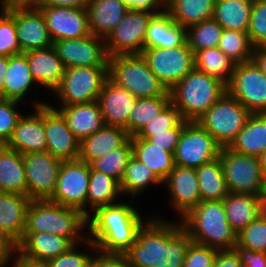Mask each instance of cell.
<instances>
[{
	"label": "cell",
	"mask_w": 266,
	"mask_h": 267,
	"mask_svg": "<svg viewBox=\"0 0 266 267\" xmlns=\"http://www.w3.org/2000/svg\"><path fill=\"white\" fill-rule=\"evenodd\" d=\"M164 217L155 212L124 253L133 267H183L191 236L175 216Z\"/></svg>",
	"instance_id": "1"
},
{
	"label": "cell",
	"mask_w": 266,
	"mask_h": 267,
	"mask_svg": "<svg viewBox=\"0 0 266 267\" xmlns=\"http://www.w3.org/2000/svg\"><path fill=\"white\" fill-rule=\"evenodd\" d=\"M136 205L139 206L135 199L124 198L98 207L87 216V237L94 242L97 251L124 254L136 241L139 229L150 218Z\"/></svg>",
	"instance_id": "2"
},
{
	"label": "cell",
	"mask_w": 266,
	"mask_h": 267,
	"mask_svg": "<svg viewBox=\"0 0 266 267\" xmlns=\"http://www.w3.org/2000/svg\"><path fill=\"white\" fill-rule=\"evenodd\" d=\"M192 242L217 250H233L237 234L230 227L223 200L201 201L180 219Z\"/></svg>",
	"instance_id": "3"
},
{
	"label": "cell",
	"mask_w": 266,
	"mask_h": 267,
	"mask_svg": "<svg viewBox=\"0 0 266 267\" xmlns=\"http://www.w3.org/2000/svg\"><path fill=\"white\" fill-rule=\"evenodd\" d=\"M24 232H49L69 238L74 244L87 238V216L80 210L50 200H32Z\"/></svg>",
	"instance_id": "4"
},
{
	"label": "cell",
	"mask_w": 266,
	"mask_h": 267,
	"mask_svg": "<svg viewBox=\"0 0 266 267\" xmlns=\"http://www.w3.org/2000/svg\"><path fill=\"white\" fill-rule=\"evenodd\" d=\"M227 91L218 79L193 69L171 90V103L183 120H197Z\"/></svg>",
	"instance_id": "5"
},
{
	"label": "cell",
	"mask_w": 266,
	"mask_h": 267,
	"mask_svg": "<svg viewBox=\"0 0 266 267\" xmlns=\"http://www.w3.org/2000/svg\"><path fill=\"white\" fill-rule=\"evenodd\" d=\"M109 78L137 99L163 96L167 92L141 54L109 57Z\"/></svg>",
	"instance_id": "6"
},
{
	"label": "cell",
	"mask_w": 266,
	"mask_h": 267,
	"mask_svg": "<svg viewBox=\"0 0 266 267\" xmlns=\"http://www.w3.org/2000/svg\"><path fill=\"white\" fill-rule=\"evenodd\" d=\"M109 78V67L78 66L67 68L59 86L52 92L50 106L73 105L97 101ZM55 99V100H54ZM56 101V103H55Z\"/></svg>",
	"instance_id": "7"
},
{
	"label": "cell",
	"mask_w": 266,
	"mask_h": 267,
	"mask_svg": "<svg viewBox=\"0 0 266 267\" xmlns=\"http://www.w3.org/2000/svg\"><path fill=\"white\" fill-rule=\"evenodd\" d=\"M251 113L227 91L197 120L221 147H229Z\"/></svg>",
	"instance_id": "8"
},
{
	"label": "cell",
	"mask_w": 266,
	"mask_h": 267,
	"mask_svg": "<svg viewBox=\"0 0 266 267\" xmlns=\"http://www.w3.org/2000/svg\"><path fill=\"white\" fill-rule=\"evenodd\" d=\"M228 192L260 196L266 188L258 158L222 147L219 153Z\"/></svg>",
	"instance_id": "9"
},
{
	"label": "cell",
	"mask_w": 266,
	"mask_h": 267,
	"mask_svg": "<svg viewBox=\"0 0 266 267\" xmlns=\"http://www.w3.org/2000/svg\"><path fill=\"white\" fill-rule=\"evenodd\" d=\"M141 55L167 91L195 68L194 53L187 40L182 45L170 49H143Z\"/></svg>",
	"instance_id": "10"
},
{
	"label": "cell",
	"mask_w": 266,
	"mask_h": 267,
	"mask_svg": "<svg viewBox=\"0 0 266 267\" xmlns=\"http://www.w3.org/2000/svg\"><path fill=\"white\" fill-rule=\"evenodd\" d=\"M89 179V164L79 159L63 161L58 172L55 191L48 200L78 209L87 216Z\"/></svg>",
	"instance_id": "11"
},
{
	"label": "cell",
	"mask_w": 266,
	"mask_h": 267,
	"mask_svg": "<svg viewBox=\"0 0 266 267\" xmlns=\"http://www.w3.org/2000/svg\"><path fill=\"white\" fill-rule=\"evenodd\" d=\"M155 13L129 9L121 22L104 38L109 57L141 54L149 20Z\"/></svg>",
	"instance_id": "12"
},
{
	"label": "cell",
	"mask_w": 266,
	"mask_h": 267,
	"mask_svg": "<svg viewBox=\"0 0 266 267\" xmlns=\"http://www.w3.org/2000/svg\"><path fill=\"white\" fill-rule=\"evenodd\" d=\"M226 89L251 114L266 113V76L253 60L235 65Z\"/></svg>",
	"instance_id": "13"
},
{
	"label": "cell",
	"mask_w": 266,
	"mask_h": 267,
	"mask_svg": "<svg viewBox=\"0 0 266 267\" xmlns=\"http://www.w3.org/2000/svg\"><path fill=\"white\" fill-rule=\"evenodd\" d=\"M221 146L197 122H188L181 133L175 153V165L198 168L219 157Z\"/></svg>",
	"instance_id": "14"
},
{
	"label": "cell",
	"mask_w": 266,
	"mask_h": 267,
	"mask_svg": "<svg viewBox=\"0 0 266 267\" xmlns=\"http://www.w3.org/2000/svg\"><path fill=\"white\" fill-rule=\"evenodd\" d=\"M23 168L27 182V196L31 200L49 199L56 187L62 160L48 151L25 153Z\"/></svg>",
	"instance_id": "15"
},
{
	"label": "cell",
	"mask_w": 266,
	"mask_h": 267,
	"mask_svg": "<svg viewBox=\"0 0 266 267\" xmlns=\"http://www.w3.org/2000/svg\"><path fill=\"white\" fill-rule=\"evenodd\" d=\"M58 57L67 68L109 67V56L103 37L88 35L82 38L62 39L53 42Z\"/></svg>",
	"instance_id": "16"
},
{
	"label": "cell",
	"mask_w": 266,
	"mask_h": 267,
	"mask_svg": "<svg viewBox=\"0 0 266 267\" xmlns=\"http://www.w3.org/2000/svg\"><path fill=\"white\" fill-rule=\"evenodd\" d=\"M163 188L167 190L169 205L176 214V220H180L201 202L195 168L175 165L163 181Z\"/></svg>",
	"instance_id": "17"
},
{
	"label": "cell",
	"mask_w": 266,
	"mask_h": 267,
	"mask_svg": "<svg viewBox=\"0 0 266 267\" xmlns=\"http://www.w3.org/2000/svg\"><path fill=\"white\" fill-rule=\"evenodd\" d=\"M34 89H37L36 93ZM40 90L41 93L39 95L41 96L43 90L40 89V86L32 77L27 63L26 52L9 56L4 80V98L19 101L25 103V105L27 104V100H30L28 102L30 106L39 107L48 104L45 97L43 98L44 100H41V97L39 98L38 93ZM32 92L38 97L35 96V98H33ZM27 96H31V99H33L31 100ZM30 102L32 103L30 104Z\"/></svg>",
	"instance_id": "18"
},
{
	"label": "cell",
	"mask_w": 266,
	"mask_h": 267,
	"mask_svg": "<svg viewBox=\"0 0 266 267\" xmlns=\"http://www.w3.org/2000/svg\"><path fill=\"white\" fill-rule=\"evenodd\" d=\"M44 14L52 42L90 35L86 8L38 6Z\"/></svg>",
	"instance_id": "19"
},
{
	"label": "cell",
	"mask_w": 266,
	"mask_h": 267,
	"mask_svg": "<svg viewBox=\"0 0 266 267\" xmlns=\"http://www.w3.org/2000/svg\"><path fill=\"white\" fill-rule=\"evenodd\" d=\"M44 129L46 151L62 161L77 160L80 153V141L68 128L62 114L49 104L44 105Z\"/></svg>",
	"instance_id": "20"
},
{
	"label": "cell",
	"mask_w": 266,
	"mask_h": 267,
	"mask_svg": "<svg viewBox=\"0 0 266 267\" xmlns=\"http://www.w3.org/2000/svg\"><path fill=\"white\" fill-rule=\"evenodd\" d=\"M14 19L21 51L51 47L44 14L37 7L5 9Z\"/></svg>",
	"instance_id": "21"
},
{
	"label": "cell",
	"mask_w": 266,
	"mask_h": 267,
	"mask_svg": "<svg viewBox=\"0 0 266 267\" xmlns=\"http://www.w3.org/2000/svg\"><path fill=\"white\" fill-rule=\"evenodd\" d=\"M22 110L24 113L5 145L20 154L46 151L44 105L30 107L31 113L28 110Z\"/></svg>",
	"instance_id": "22"
},
{
	"label": "cell",
	"mask_w": 266,
	"mask_h": 267,
	"mask_svg": "<svg viewBox=\"0 0 266 267\" xmlns=\"http://www.w3.org/2000/svg\"><path fill=\"white\" fill-rule=\"evenodd\" d=\"M136 100L127 89L108 78L97 98L104 124L122 127L128 133V118Z\"/></svg>",
	"instance_id": "23"
},
{
	"label": "cell",
	"mask_w": 266,
	"mask_h": 267,
	"mask_svg": "<svg viewBox=\"0 0 266 267\" xmlns=\"http://www.w3.org/2000/svg\"><path fill=\"white\" fill-rule=\"evenodd\" d=\"M27 63L35 82L48 96L59 86L65 67L52 45L45 49H34L26 52Z\"/></svg>",
	"instance_id": "24"
},
{
	"label": "cell",
	"mask_w": 266,
	"mask_h": 267,
	"mask_svg": "<svg viewBox=\"0 0 266 267\" xmlns=\"http://www.w3.org/2000/svg\"><path fill=\"white\" fill-rule=\"evenodd\" d=\"M31 201L27 195L0 192V233L16 245L23 238L26 213Z\"/></svg>",
	"instance_id": "25"
},
{
	"label": "cell",
	"mask_w": 266,
	"mask_h": 267,
	"mask_svg": "<svg viewBox=\"0 0 266 267\" xmlns=\"http://www.w3.org/2000/svg\"><path fill=\"white\" fill-rule=\"evenodd\" d=\"M74 243L69 238L49 232H24L17 244V252L37 261H49L65 253Z\"/></svg>",
	"instance_id": "26"
},
{
	"label": "cell",
	"mask_w": 266,
	"mask_h": 267,
	"mask_svg": "<svg viewBox=\"0 0 266 267\" xmlns=\"http://www.w3.org/2000/svg\"><path fill=\"white\" fill-rule=\"evenodd\" d=\"M51 107L57 109L62 114L68 128L80 142L105 125L97 101Z\"/></svg>",
	"instance_id": "27"
},
{
	"label": "cell",
	"mask_w": 266,
	"mask_h": 267,
	"mask_svg": "<svg viewBox=\"0 0 266 267\" xmlns=\"http://www.w3.org/2000/svg\"><path fill=\"white\" fill-rule=\"evenodd\" d=\"M129 138L126 129L119 126L104 125L80 142L78 159L90 165L96 159L102 158L122 146Z\"/></svg>",
	"instance_id": "28"
},
{
	"label": "cell",
	"mask_w": 266,
	"mask_h": 267,
	"mask_svg": "<svg viewBox=\"0 0 266 267\" xmlns=\"http://www.w3.org/2000/svg\"><path fill=\"white\" fill-rule=\"evenodd\" d=\"M187 38V29L175 23L164 10L149 20L144 40L147 48H174L182 45Z\"/></svg>",
	"instance_id": "29"
},
{
	"label": "cell",
	"mask_w": 266,
	"mask_h": 267,
	"mask_svg": "<svg viewBox=\"0 0 266 267\" xmlns=\"http://www.w3.org/2000/svg\"><path fill=\"white\" fill-rule=\"evenodd\" d=\"M86 10L90 33L105 38L121 22L129 8L122 0H89Z\"/></svg>",
	"instance_id": "30"
},
{
	"label": "cell",
	"mask_w": 266,
	"mask_h": 267,
	"mask_svg": "<svg viewBox=\"0 0 266 267\" xmlns=\"http://www.w3.org/2000/svg\"><path fill=\"white\" fill-rule=\"evenodd\" d=\"M153 187H163V182L148 166L132 156L120 180L123 196L137 200Z\"/></svg>",
	"instance_id": "31"
},
{
	"label": "cell",
	"mask_w": 266,
	"mask_h": 267,
	"mask_svg": "<svg viewBox=\"0 0 266 267\" xmlns=\"http://www.w3.org/2000/svg\"><path fill=\"white\" fill-rule=\"evenodd\" d=\"M22 154L5 144L0 145V192L27 195Z\"/></svg>",
	"instance_id": "32"
},
{
	"label": "cell",
	"mask_w": 266,
	"mask_h": 267,
	"mask_svg": "<svg viewBox=\"0 0 266 267\" xmlns=\"http://www.w3.org/2000/svg\"><path fill=\"white\" fill-rule=\"evenodd\" d=\"M229 148L236 153L258 157L266 149V113L251 114Z\"/></svg>",
	"instance_id": "33"
},
{
	"label": "cell",
	"mask_w": 266,
	"mask_h": 267,
	"mask_svg": "<svg viewBox=\"0 0 266 267\" xmlns=\"http://www.w3.org/2000/svg\"><path fill=\"white\" fill-rule=\"evenodd\" d=\"M124 199L120 182L90 166V179L87 192V216L96 208L114 204Z\"/></svg>",
	"instance_id": "34"
},
{
	"label": "cell",
	"mask_w": 266,
	"mask_h": 267,
	"mask_svg": "<svg viewBox=\"0 0 266 267\" xmlns=\"http://www.w3.org/2000/svg\"><path fill=\"white\" fill-rule=\"evenodd\" d=\"M259 202L260 196L230 192L223 199L227 221L236 234L259 216Z\"/></svg>",
	"instance_id": "35"
},
{
	"label": "cell",
	"mask_w": 266,
	"mask_h": 267,
	"mask_svg": "<svg viewBox=\"0 0 266 267\" xmlns=\"http://www.w3.org/2000/svg\"><path fill=\"white\" fill-rule=\"evenodd\" d=\"M133 156L148 166L163 182L174 169V154L145 138H131Z\"/></svg>",
	"instance_id": "36"
},
{
	"label": "cell",
	"mask_w": 266,
	"mask_h": 267,
	"mask_svg": "<svg viewBox=\"0 0 266 267\" xmlns=\"http://www.w3.org/2000/svg\"><path fill=\"white\" fill-rule=\"evenodd\" d=\"M216 0H165V11L186 29L213 17Z\"/></svg>",
	"instance_id": "37"
},
{
	"label": "cell",
	"mask_w": 266,
	"mask_h": 267,
	"mask_svg": "<svg viewBox=\"0 0 266 267\" xmlns=\"http://www.w3.org/2000/svg\"><path fill=\"white\" fill-rule=\"evenodd\" d=\"M253 0H216L213 18L223 29L247 32Z\"/></svg>",
	"instance_id": "38"
},
{
	"label": "cell",
	"mask_w": 266,
	"mask_h": 267,
	"mask_svg": "<svg viewBox=\"0 0 266 267\" xmlns=\"http://www.w3.org/2000/svg\"><path fill=\"white\" fill-rule=\"evenodd\" d=\"M201 201H219L228 195L220 158L196 168Z\"/></svg>",
	"instance_id": "39"
},
{
	"label": "cell",
	"mask_w": 266,
	"mask_h": 267,
	"mask_svg": "<svg viewBox=\"0 0 266 267\" xmlns=\"http://www.w3.org/2000/svg\"><path fill=\"white\" fill-rule=\"evenodd\" d=\"M195 69L218 79L226 87L230 84L236 63L218 47L198 51L194 55Z\"/></svg>",
	"instance_id": "40"
},
{
	"label": "cell",
	"mask_w": 266,
	"mask_h": 267,
	"mask_svg": "<svg viewBox=\"0 0 266 267\" xmlns=\"http://www.w3.org/2000/svg\"><path fill=\"white\" fill-rule=\"evenodd\" d=\"M171 103L170 91L163 96L138 98L128 118V135H137Z\"/></svg>",
	"instance_id": "41"
},
{
	"label": "cell",
	"mask_w": 266,
	"mask_h": 267,
	"mask_svg": "<svg viewBox=\"0 0 266 267\" xmlns=\"http://www.w3.org/2000/svg\"><path fill=\"white\" fill-rule=\"evenodd\" d=\"M223 28L212 17L187 28V42L194 55L201 50L218 47Z\"/></svg>",
	"instance_id": "42"
},
{
	"label": "cell",
	"mask_w": 266,
	"mask_h": 267,
	"mask_svg": "<svg viewBox=\"0 0 266 267\" xmlns=\"http://www.w3.org/2000/svg\"><path fill=\"white\" fill-rule=\"evenodd\" d=\"M218 48L236 64L252 60L254 46L247 32L223 29Z\"/></svg>",
	"instance_id": "43"
},
{
	"label": "cell",
	"mask_w": 266,
	"mask_h": 267,
	"mask_svg": "<svg viewBox=\"0 0 266 267\" xmlns=\"http://www.w3.org/2000/svg\"><path fill=\"white\" fill-rule=\"evenodd\" d=\"M133 156L131 137L120 147L109 152L102 158L93 161L90 166L99 172L109 175L119 182Z\"/></svg>",
	"instance_id": "44"
},
{
	"label": "cell",
	"mask_w": 266,
	"mask_h": 267,
	"mask_svg": "<svg viewBox=\"0 0 266 267\" xmlns=\"http://www.w3.org/2000/svg\"><path fill=\"white\" fill-rule=\"evenodd\" d=\"M84 248V249H83ZM97 248L88 237L72 245L65 253L50 259V267H90Z\"/></svg>",
	"instance_id": "45"
},
{
	"label": "cell",
	"mask_w": 266,
	"mask_h": 267,
	"mask_svg": "<svg viewBox=\"0 0 266 267\" xmlns=\"http://www.w3.org/2000/svg\"><path fill=\"white\" fill-rule=\"evenodd\" d=\"M19 101L0 97V145L6 144L23 115ZM19 107V108H18Z\"/></svg>",
	"instance_id": "46"
},
{
	"label": "cell",
	"mask_w": 266,
	"mask_h": 267,
	"mask_svg": "<svg viewBox=\"0 0 266 267\" xmlns=\"http://www.w3.org/2000/svg\"><path fill=\"white\" fill-rule=\"evenodd\" d=\"M237 243L255 252L266 254V222L258 216L237 234Z\"/></svg>",
	"instance_id": "47"
},
{
	"label": "cell",
	"mask_w": 266,
	"mask_h": 267,
	"mask_svg": "<svg viewBox=\"0 0 266 267\" xmlns=\"http://www.w3.org/2000/svg\"><path fill=\"white\" fill-rule=\"evenodd\" d=\"M254 47H266V0H254L247 30Z\"/></svg>",
	"instance_id": "48"
},
{
	"label": "cell",
	"mask_w": 266,
	"mask_h": 267,
	"mask_svg": "<svg viewBox=\"0 0 266 267\" xmlns=\"http://www.w3.org/2000/svg\"><path fill=\"white\" fill-rule=\"evenodd\" d=\"M182 120L179 110L170 103L155 119L149 122L142 130L131 138L151 137L154 133L166 132V130L174 128Z\"/></svg>",
	"instance_id": "49"
},
{
	"label": "cell",
	"mask_w": 266,
	"mask_h": 267,
	"mask_svg": "<svg viewBox=\"0 0 266 267\" xmlns=\"http://www.w3.org/2000/svg\"><path fill=\"white\" fill-rule=\"evenodd\" d=\"M23 53L17 38L15 19L4 10L0 13V55L11 56Z\"/></svg>",
	"instance_id": "50"
},
{
	"label": "cell",
	"mask_w": 266,
	"mask_h": 267,
	"mask_svg": "<svg viewBox=\"0 0 266 267\" xmlns=\"http://www.w3.org/2000/svg\"><path fill=\"white\" fill-rule=\"evenodd\" d=\"M218 250L191 242L187 248L183 267H212Z\"/></svg>",
	"instance_id": "51"
},
{
	"label": "cell",
	"mask_w": 266,
	"mask_h": 267,
	"mask_svg": "<svg viewBox=\"0 0 266 267\" xmlns=\"http://www.w3.org/2000/svg\"><path fill=\"white\" fill-rule=\"evenodd\" d=\"M187 123L188 121L182 119L174 128L168 129L166 132L154 133V135L148 137L147 140L154 145L164 147L165 150L174 154L182 130Z\"/></svg>",
	"instance_id": "52"
},
{
	"label": "cell",
	"mask_w": 266,
	"mask_h": 267,
	"mask_svg": "<svg viewBox=\"0 0 266 267\" xmlns=\"http://www.w3.org/2000/svg\"><path fill=\"white\" fill-rule=\"evenodd\" d=\"M90 267H133L124 254H104L99 251L93 256Z\"/></svg>",
	"instance_id": "53"
},
{
	"label": "cell",
	"mask_w": 266,
	"mask_h": 267,
	"mask_svg": "<svg viewBox=\"0 0 266 267\" xmlns=\"http://www.w3.org/2000/svg\"><path fill=\"white\" fill-rule=\"evenodd\" d=\"M234 251L241 260V267H266V254L255 252L252 249L240 246L238 243L234 246Z\"/></svg>",
	"instance_id": "54"
},
{
	"label": "cell",
	"mask_w": 266,
	"mask_h": 267,
	"mask_svg": "<svg viewBox=\"0 0 266 267\" xmlns=\"http://www.w3.org/2000/svg\"><path fill=\"white\" fill-rule=\"evenodd\" d=\"M129 9L148 10L155 14L165 10V0H122Z\"/></svg>",
	"instance_id": "55"
},
{
	"label": "cell",
	"mask_w": 266,
	"mask_h": 267,
	"mask_svg": "<svg viewBox=\"0 0 266 267\" xmlns=\"http://www.w3.org/2000/svg\"><path fill=\"white\" fill-rule=\"evenodd\" d=\"M242 263L233 250H218L212 267H241Z\"/></svg>",
	"instance_id": "56"
},
{
	"label": "cell",
	"mask_w": 266,
	"mask_h": 267,
	"mask_svg": "<svg viewBox=\"0 0 266 267\" xmlns=\"http://www.w3.org/2000/svg\"><path fill=\"white\" fill-rule=\"evenodd\" d=\"M17 251V245L6 235L0 233V264L12 262Z\"/></svg>",
	"instance_id": "57"
},
{
	"label": "cell",
	"mask_w": 266,
	"mask_h": 267,
	"mask_svg": "<svg viewBox=\"0 0 266 267\" xmlns=\"http://www.w3.org/2000/svg\"><path fill=\"white\" fill-rule=\"evenodd\" d=\"M89 0H42L39 6H65L86 8Z\"/></svg>",
	"instance_id": "58"
},
{
	"label": "cell",
	"mask_w": 266,
	"mask_h": 267,
	"mask_svg": "<svg viewBox=\"0 0 266 267\" xmlns=\"http://www.w3.org/2000/svg\"><path fill=\"white\" fill-rule=\"evenodd\" d=\"M15 267H50L48 261H37L21 256L17 251L14 255Z\"/></svg>",
	"instance_id": "59"
},
{
	"label": "cell",
	"mask_w": 266,
	"mask_h": 267,
	"mask_svg": "<svg viewBox=\"0 0 266 267\" xmlns=\"http://www.w3.org/2000/svg\"><path fill=\"white\" fill-rule=\"evenodd\" d=\"M252 60L266 76V47H255Z\"/></svg>",
	"instance_id": "60"
},
{
	"label": "cell",
	"mask_w": 266,
	"mask_h": 267,
	"mask_svg": "<svg viewBox=\"0 0 266 267\" xmlns=\"http://www.w3.org/2000/svg\"><path fill=\"white\" fill-rule=\"evenodd\" d=\"M42 0H10L6 9L38 7Z\"/></svg>",
	"instance_id": "61"
},
{
	"label": "cell",
	"mask_w": 266,
	"mask_h": 267,
	"mask_svg": "<svg viewBox=\"0 0 266 267\" xmlns=\"http://www.w3.org/2000/svg\"><path fill=\"white\" fill-rule=\"evenodd\" d=\"M8 67V56L0 55V97L4 98L5 72Z\"/></svg>",
	"instance_id": "62"
},
{
	"label": "cell",
	"mask_w": 266,
	"mask_h": 267,
	"mask_svg": "<svg viewBox=\"0 0 266 267\" xmlns=\"http://www.w3.org/2000/svg\"><path fill=\"white\" fill-rule=\"evenodd\" d=\"M259 216L264 222H266V191L260 195Z\"/></svg>",
	"instance_id": "63"
},
{
	"label": "cell",
	"mask_w": 266,
	"mask_h": 267,
	"mask_svg": "<svg viewBox=\"0 0 266 267\" xmlns=\"http://www.w3.org/2000/svg\"><path fill=\"white\" fill-rule=\"evenodd\" d=\"M257 158L262 175L266 179V149Z\"/></svg>",
	"instance_id": "64"
},
{
	"label": "cell",
	"mask_w": 266,
	"mask_h": 267,
	"mask_svg": "<svg viewBox=\"0 0 266 267\" xmlns=\"http://www.w3.org/2000/svg\"><path fill=\"white\" fill-rule=\"evenodd\" d=\"M0 267H15L14 266V258H13L12 262H8V263H5V264H0Z\"/></svg>",
	"instance_id": "65"
},
{
	"label": "cell",
	"mask_w": 266,
	"mask_h": 267,
	"mask_svg": "<svg viewBox=\"0 0 266 267\" xmlns=\"http://www.w3.org/2000/svg\"><path fill=\"white\" fill-rule=\"evenodd\" d=\"M0 3L6 7L9 3H10V0H0Z\"/></svg>",
	"instance_id": "66"
},
{
	"label": "cell",
	"mask_w": 266,
	"mask_h": 267,
	"mask_svg": "<svg viewBox=\"0 0 266 267\" xmlns=\"http://www.w3.org/2000/svg\"><path fill=\"white\" fill-rule=\"evenodd\" d=\"M6 8L0 3V13H2Z\"/></svg>",
	"instance_id": "67"
}]
</instances>
